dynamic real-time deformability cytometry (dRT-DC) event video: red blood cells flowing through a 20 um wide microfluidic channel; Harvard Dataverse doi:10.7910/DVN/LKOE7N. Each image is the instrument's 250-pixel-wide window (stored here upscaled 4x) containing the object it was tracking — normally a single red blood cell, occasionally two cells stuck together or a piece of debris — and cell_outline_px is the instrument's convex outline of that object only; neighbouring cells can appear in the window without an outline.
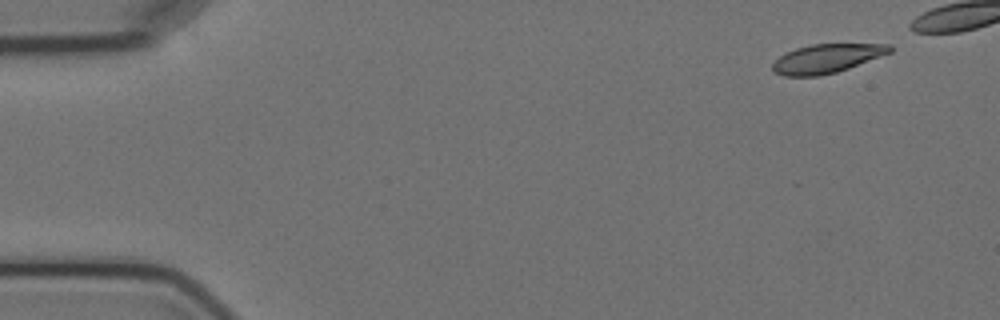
{"species": "Egyptian fruit bat (a non-hibernating species)", "species_latin": "Rousettus aegyptiacus", "temperature_condition": "cold", "stored_images_in_passage": 7, "camera_frame_rate_fps": 3000, "um_per_image_px": 0.085, "animal": {"sex": "female"}, "frame": {"image": 1, "passage_image": 1, "time_ms": 0.0, "image_size_px": [1000, 320], "cell_outline_px": [[892, 52], [848, 68], [836, 72], [816, 76], [784, 76], [776, 72], [772, 68], [772, 64], [780, 56], [796, 48], [812, 44], [892, 44]], "centroid_in_image_um": [70.29, 4.97], "position_along_channel_um": 14.7, "area_um2": 19.48}}
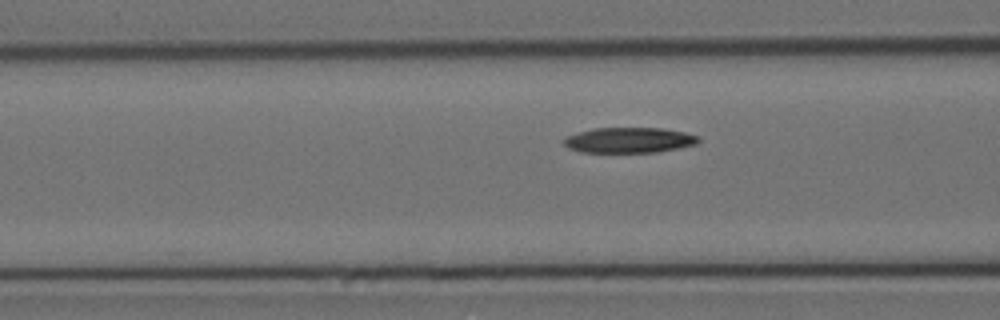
{"frame": {"image": 2, "passage_image": 7, "time_ms": 8.0, "image_size_px": [1000, 320], "cell_outline_px": [[700, 140], [696, 144], [660, 152], [580, 152], [568, 148], [560, 140], [564, 136], [576, 132], [592, 128], [660, 128], [684, 132], [700, 136]], "centroid_in_image_um": [53.42, 11.91], "position_along_channel_um": 113.2, "area_um2": 20.23}}